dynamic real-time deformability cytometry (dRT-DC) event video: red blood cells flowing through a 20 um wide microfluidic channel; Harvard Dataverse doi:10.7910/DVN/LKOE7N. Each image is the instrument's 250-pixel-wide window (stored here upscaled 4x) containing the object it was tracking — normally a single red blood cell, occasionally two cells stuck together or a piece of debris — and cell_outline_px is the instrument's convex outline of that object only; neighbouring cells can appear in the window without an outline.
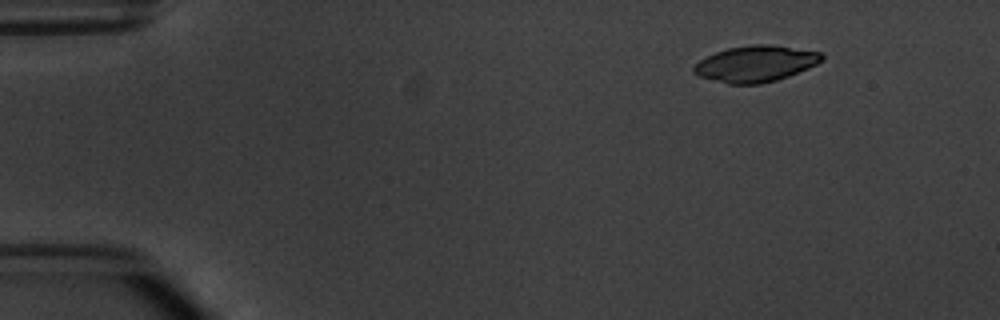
{"species": "common noctule bat (a hibernating species)", "species_latin": "Nyctalus noctula", "temperature_condition": "warm", "stored_images_in_passage": 4, "camera_frame_rate_fps": 3000, "um_per_image_px": 0.085, "animal": {"sex": "male", "body_mass_g": 20.1, "forearm_length_mm": 53.5}, "frame": {"image": 1, "passage_image": 2, "time_ms": 1.333, "image_size_px": [1000, 320], "cell_outline_px": [[824, 56], [816, 64], [808, 68], [788, 76], [776, 80], [760, 84], [728, 84], [700, 76], [692, 72], [692, 68], [700, 60], [716, 52], [728, 48], [752, 44], [768, 44], [820, 52]], "centroid_in_image_um": [64.2, 5.42], "position_along_channel_um": 20.8, "area_um2": 26.65}}